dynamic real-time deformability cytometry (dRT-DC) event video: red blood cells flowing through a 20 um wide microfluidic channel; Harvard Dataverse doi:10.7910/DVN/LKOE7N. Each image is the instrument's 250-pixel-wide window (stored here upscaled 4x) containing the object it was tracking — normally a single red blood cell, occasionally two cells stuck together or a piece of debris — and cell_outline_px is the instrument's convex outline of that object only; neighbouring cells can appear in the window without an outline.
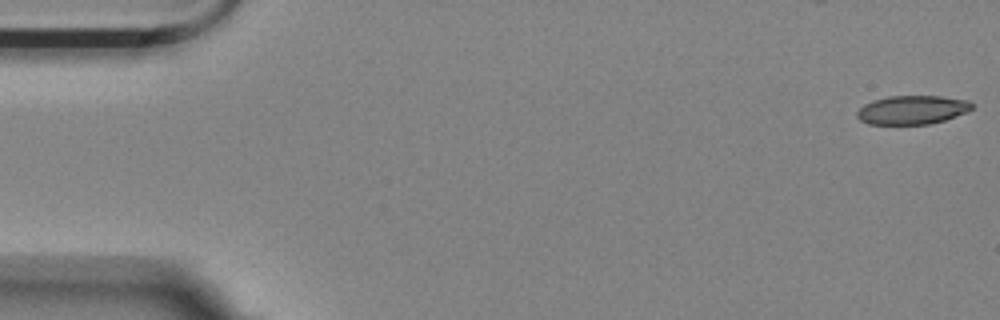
{"species": "Egyptian fruit bat (a non-hibernating species)", "species_latin": "Rousettus aegyptiacus", "temperature_condition": "room temperature", "stored_images_in_passage": 11, "camera_frame_rate_fps": 3000, "um_per_image_px": 0.085, "animal": {"sex": "female"}, "frame": {"image": 1, "passage_image": 1, "time_ms": 0.0, "image_size_px": [1000, 320], "cell_outline_px": [[972, 108], [968, 112], [944, 120], [928, 124], [868, 124], [860, 120], [856, 116], [856, 112], [864, 104], [872, 100], [888, 96], [940, 96], [968, 100], [972, 104]], "centroid_in_image_um": [77.52, 9.34], "position_along_channel_um": 7.5, "area_um2": 19.31}}